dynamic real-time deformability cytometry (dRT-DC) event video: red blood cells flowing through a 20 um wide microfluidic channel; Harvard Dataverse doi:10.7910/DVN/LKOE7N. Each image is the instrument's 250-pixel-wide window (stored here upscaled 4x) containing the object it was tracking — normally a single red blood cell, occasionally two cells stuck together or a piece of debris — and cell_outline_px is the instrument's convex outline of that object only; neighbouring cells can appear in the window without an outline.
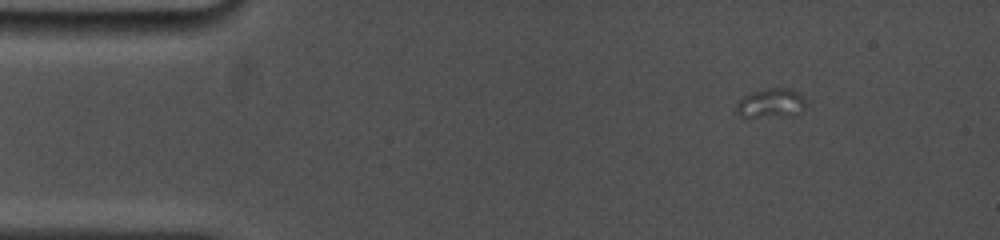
{"species": "common noctule bat (a hibernating species)", "species_latin": "Nyctalus noctula", "temperature_condition": "cold", "stored_images_in_passage": 17, "camera_frame_rate_fps": 5000, "um_per_image_px": 0.085, "animal": {"sex": "female", "body_mass_g": 19.0, "forearm_length_mm": 53.3}, "frame": {"image": 1, "passage_image": 1, "time_ms": 0.0, "image_size_px": [1000, 240], "cell_outline_px": [[804, 112], [796, 116], [744, 116], [736, 112], [736, 104], [744, 96], [752, 92], [768, 88], [792, 88], [800, 92], [804, 96]], "centroid_in_image_um": [65.61, 8.76], "position_along_channel_um": 19.4, "area_um2": 11.96}}